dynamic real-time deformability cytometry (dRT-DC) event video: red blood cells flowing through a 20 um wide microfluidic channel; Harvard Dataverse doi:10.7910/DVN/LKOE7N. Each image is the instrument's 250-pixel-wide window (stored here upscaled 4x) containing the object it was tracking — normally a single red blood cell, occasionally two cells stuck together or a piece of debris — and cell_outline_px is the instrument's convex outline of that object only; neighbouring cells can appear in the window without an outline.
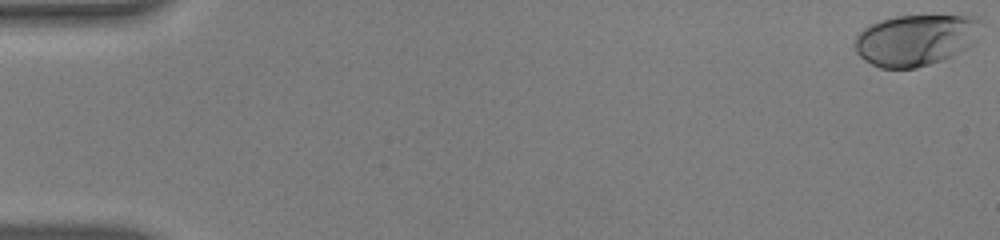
{"species": "human", "species_latin": "Homo sapiens", "temperature_condition": "warm", "stored_images_in_passage": 55, "camera_frame_rate_fps": 3000, "um_per_image_px": 0.085, "donor": {"sex": "male"}, "frame": {"image": 1, "passage_image": 1, "time_ms": 0.0, "image_size_px": [1000, 240], "cell_outline_px": [[980, 20], [976, 40], [968, 48], [952, 56], [916, 68], [880, 68], [864, 60], [856, 52], [856, 36], [864, 28], [880, 20], [896, 16], [976, 16]], "centroid_in_image_um": [77.83, 3.4], "position_along_channel_um": 7.2, "area_um2": 37.4}}
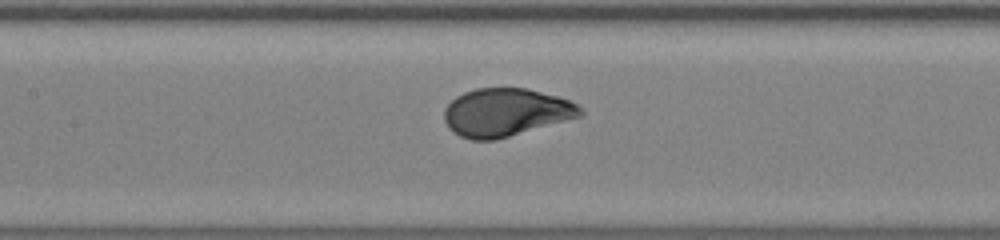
{"frame": {"image": 2, "passage_image": 27, "time_ms": 8.667, "image_size_px": [1000, 240], "cell_outline_px": [[584, 112], [580, 116], [496, 140], [472, 140], [460, 136], [448, 128], [444, 120], [444, 108], [456, 96], [464, 92], [476, 88], [528, 88], [556, 96], [568, 100], [576, 104]], "centroid_in_image_um": [42.94, 9.55], "position_along_channel_um": 164.5, "area_um2": 37.86}}
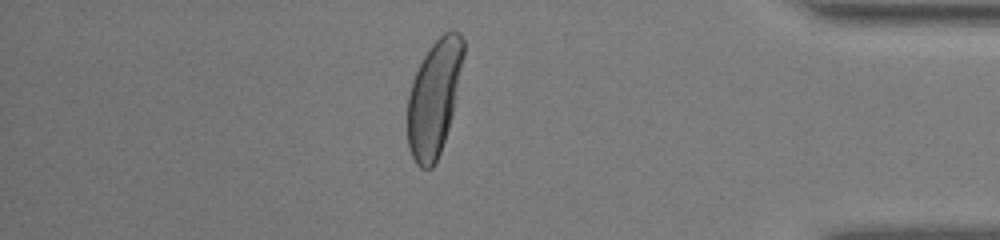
{"frame": {"image": 3, "passage_image": 48, "time_ms": 15.667, "image_size_px": [1000, 240], "cell_outline_px": [[464, 56], [452, 112], [448, 128], [440, 152], [432, 168], [420, 168], [416, 164], [408, 148], [408, 96], [412, 80], [428, 48], [448, 28], [452, 28], [460, 32], [464, 40]], "centroid_in_image_um": [36.9, 8.27], "position_along_channel_um": 398.3, "area_um2": 37.45}, "authors_computed_cell_mechanics": {"area_um2": 38.0902, "velocity_mm_per_s": 3.8025, "shape_relaxation_time_tau1_ms": 2.8043, "shape_relaxation_time_tau2_ms": null, "deformation_change_tau1": 0.1883, "deformation_change_tau2": null}}